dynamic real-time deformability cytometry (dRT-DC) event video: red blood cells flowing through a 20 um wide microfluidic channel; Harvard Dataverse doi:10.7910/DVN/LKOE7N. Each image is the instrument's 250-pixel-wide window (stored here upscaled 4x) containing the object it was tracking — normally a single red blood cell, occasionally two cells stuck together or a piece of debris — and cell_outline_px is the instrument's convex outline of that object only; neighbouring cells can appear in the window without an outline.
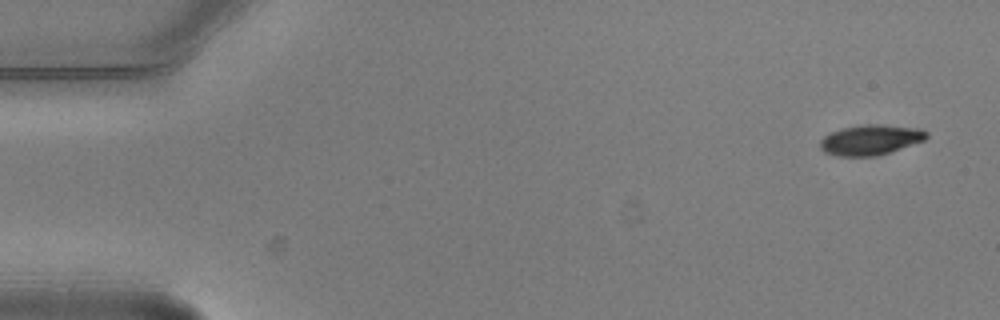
{"species": "common noctule bat (a hibernating species)", "species_latin": "Nyctalus noctula", "temperature_condition": "warm", "stored_images_in_passage": 4, "camera_frame_rate_fps": 3000, "um_per_image_px": 0.085, "animal": {"sex": "male", "body_mass_g": 20.5, "forearm_length_mm": 52.5}, "frame": {"image": 1, "passage_image": 1, "time_ms": 0.0, "image_size_px": [1000, 320], "cell_outline_px": [[928, 136], [924, 140], [876, 156], [836, 156], [824, 152], [820, 148], [820, 140], [824, 136], [832, 132], [844, 128], [868, 124], [880, 124], [920, 128], [928, 132]], "centroid_in_image_um": [73.99, 11.88], "position_along_channel_um": 11.0, "area_um2": 18.55}}
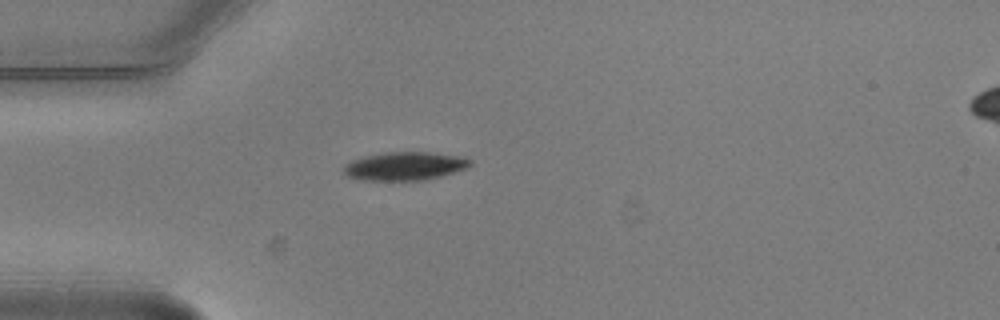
{"frame": {"image": 2, "passage_image": 4, "time_ms": 1.0, "image_size_px": [1000, 320], "cell_outline_px": [[472, 164], [468, 168], [428, 180], [360, 180], [348, 176], [344, 172], [344, 164], [352, 160], [364, 156], [388, 152], [424, 152], [464, 156], [472, 160]], "centroid_in_image_um": [34.45, 14.12], "position_along_channel_um": 50.6, "area_um2": 21.04}}